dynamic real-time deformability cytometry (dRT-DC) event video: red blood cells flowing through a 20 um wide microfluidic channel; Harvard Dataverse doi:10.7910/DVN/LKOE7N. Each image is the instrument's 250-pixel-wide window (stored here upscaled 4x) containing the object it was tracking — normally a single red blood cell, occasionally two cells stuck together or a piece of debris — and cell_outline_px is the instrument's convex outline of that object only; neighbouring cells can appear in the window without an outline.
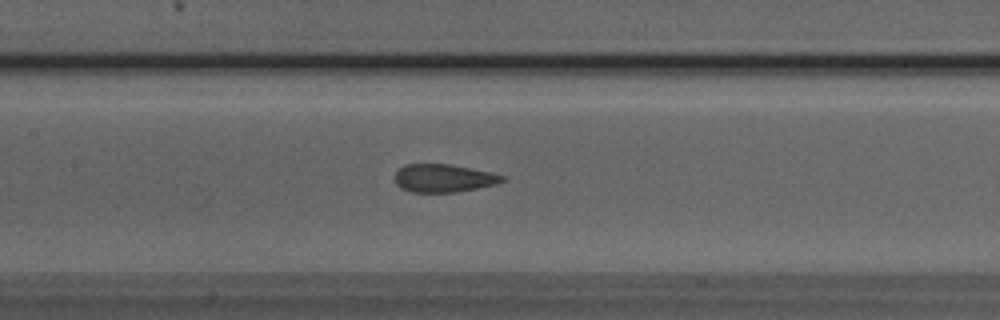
{"species": "Egyptian fruit bat (a non-hibernating species)", "species_latin": "Rousettus aegyptiacus", "temperature_condition": "room temperature", "stored_images_in_passage": 42, "camera_frame_rate_fps": 3000, "um_per_image_px": 0.085, "animal": {"sex": "male"}, "frame": {"image": 1, "passage_image": 17, "time_ms": 5.333, "image_size_px": [1000, 320], "cell_outline_px": [[508, 180], [496, 184], [476, 188], [452, 192], [412, 192], [400, 188], [396, 184], [392, 176], [404, 164], [452, 164], [492, 172], [508, 176]], "centroid_in_image_um": [37.72, 15.13], "position_along_channel_um": 169.7, "area_um2": 17.86}}
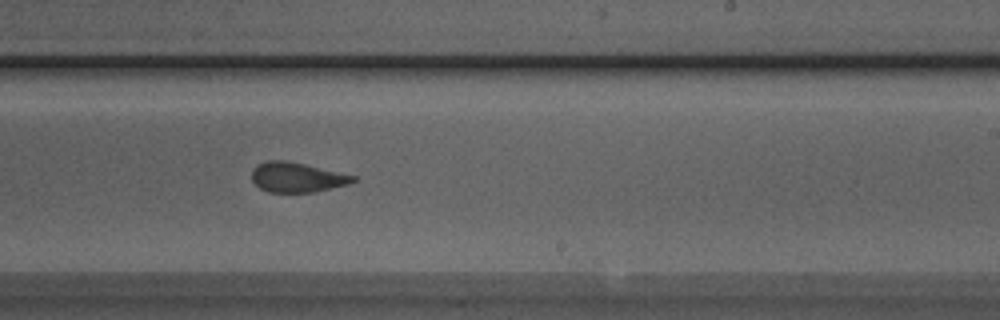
{"frame": {"image": 2, "passage_image": 24, "time_ms": 7.667, "image_size_px": [1000, 320], "cell_outline_px": [[356, 180], [348, 184], [316, 192], [268, 192], [260, 188], [252, 180], [252, 168], [256, 164], [268, 160], [288, 160], [356, 176]], "centroid_in_image_um": [25.21, 15.06], "position_along_channel_um": 263.8, "area_um2": 17.69}}
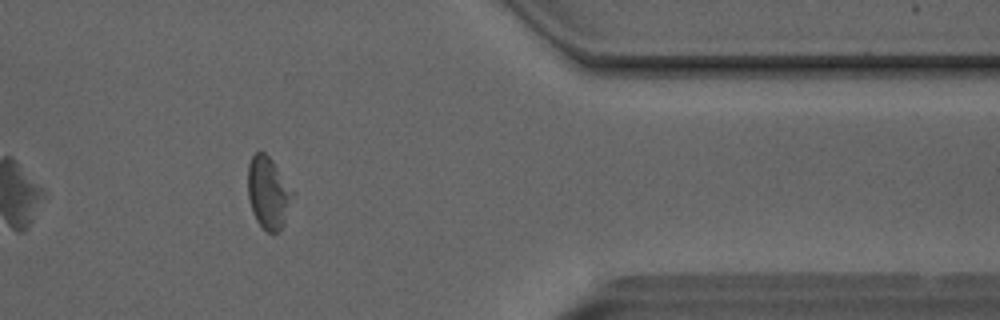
{"frame": {"image": 3, "passage_image": 35, "time_ms": 11.333, "image_size_px": [1000, 320], "cell_outline_px": [[292, 192], [284, 220], [280, 232], [268, 232], [256, 220], [252, 212], [248, 196], [248, 164], [252, 156], [256, 152], [264, 152], [272, 160]], "centroid_in_image_um": [22.74, 16.37], "position_along_channel_um": 388.7, "area_um2": 17.98}}